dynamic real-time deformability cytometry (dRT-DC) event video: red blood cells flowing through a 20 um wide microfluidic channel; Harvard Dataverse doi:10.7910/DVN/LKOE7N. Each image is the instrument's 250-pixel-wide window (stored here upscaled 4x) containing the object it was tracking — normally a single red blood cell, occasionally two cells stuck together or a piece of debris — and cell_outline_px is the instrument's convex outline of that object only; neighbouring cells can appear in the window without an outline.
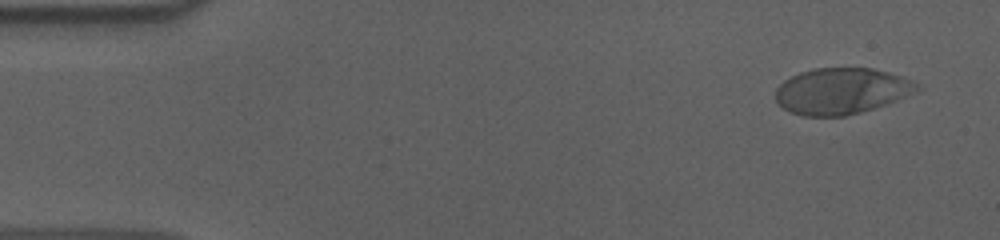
{"species": "human", "species_latin": "Homo sapiens", "temperature_condition": "cold", "stored_images_in_passage": 55, "camera_frame_rate_fps": 3000, "um_per_image_px": 0.085, "donor": {"sex": "male"}, "frame": {"image": 1, "passage_image": 3, "time_ms": 0.667, "image_size_px": [1000, 240], "cell_outline_px": [[920, 88], [916, 92], [884, 104], [860, 112], [844, 116], [804, 116], [792, 112], [784, 108], [776, 100], [776, 88], [784, 80], [800, 72], [812, 68], [872, 68], [888, 72], [900, 76], [916, 84]], "centroid_in_image_um": [71.48, 7.73], "position_along_channel_um": 13.5, "area_um2": 37.51}}
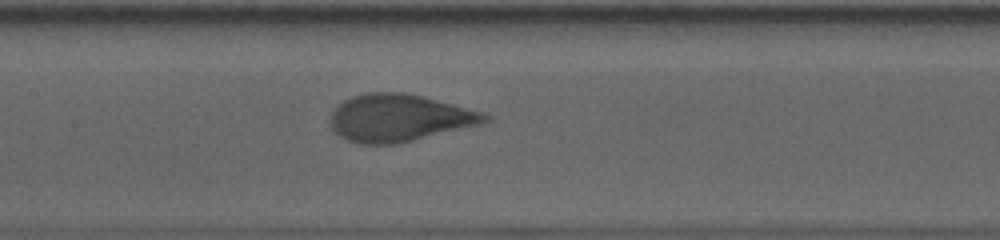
{"frame": {"image": 2, "passage_image": 26, "time_ms": 8.333, "image_size_px": [1000, 240], "cell_outline_px": [[492, 120], [480, 124], [396, 144], [356, 144], [340, 136], [332, 128], [328, 120], [332, 112], [344, 100], [352, 96], [368, 92], [404, 92], [424, 96], [484, 112]], "centroid_in_image_um": [33.91, 10.01], "position_along_channel_um": 173.5, "area_um2": 42.54}}
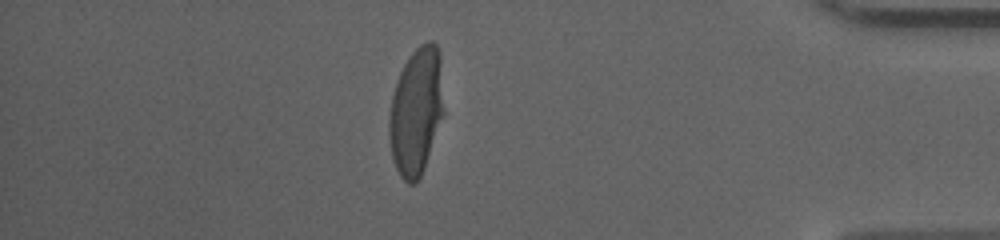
{"frame": {"image": 3, "passage_image": 48, "time_ms": 15.667, "image_size_px": [1000, 240], "cell_outline_px": [[444, 112], [424, 168], [416, 184], [408, 184], [400, 176], [396, 168], [392, 156], [388, 136], [388, 120], [392, 96], [400, 72], [404, 64], [412, 52], [420, 44], [428, 40], [432, 40], [436, 44], [440, 52]], "centroid_in_image_um": [35.37, 9.44], "position_along_channel_um": 399.8, "area_um2": 40.69}, "authors_computed_cell_mechanics": {"area_um2": 41.2692, "velocity_mm_per_s": 3.6156, "shape_relaxation_time_tau1_ms": 4.5862, "shape_relaxation_time_tau2_ms": null, "deformation_change_tau1": 0.2085, "deformation_change_tau2": null}}